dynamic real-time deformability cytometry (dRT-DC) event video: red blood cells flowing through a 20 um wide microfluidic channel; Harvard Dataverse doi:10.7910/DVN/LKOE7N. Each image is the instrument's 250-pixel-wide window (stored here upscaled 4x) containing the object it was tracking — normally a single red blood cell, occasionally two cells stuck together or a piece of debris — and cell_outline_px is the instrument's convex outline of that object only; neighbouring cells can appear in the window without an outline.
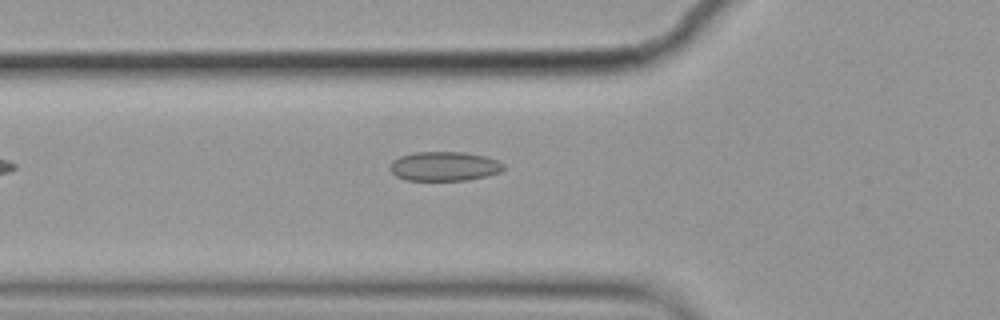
{"species": "common noctule bat (a hibernating species)", "species_latin": "Nyctalus noctula", "temperature_condition": "cold", "stored_images_in_passage": 2, "camera_frame_rate_fps": 3000, "um_per_image_px": 0.085, "animal": {"sex": "female", "body_mass_g": 19.9}, "frame": {"image": 1, "passage_image": 2, "time_ms": 0.333, "image_size_px": [1000, 320], "cell_outline_px": [[504, 168], [500, 172], [488, 176], [468, 180], [408, 180], [396, 176], [388, 168], [388, 164], [392, 160], [400, 156], [412, 152], [464, 152], [484, 156], [496, 160], [504, 164]], "centroid_in_image_um": [37.73, 14.13], "position_along_channel_um": 88.1, "area_um2": 19.54}}